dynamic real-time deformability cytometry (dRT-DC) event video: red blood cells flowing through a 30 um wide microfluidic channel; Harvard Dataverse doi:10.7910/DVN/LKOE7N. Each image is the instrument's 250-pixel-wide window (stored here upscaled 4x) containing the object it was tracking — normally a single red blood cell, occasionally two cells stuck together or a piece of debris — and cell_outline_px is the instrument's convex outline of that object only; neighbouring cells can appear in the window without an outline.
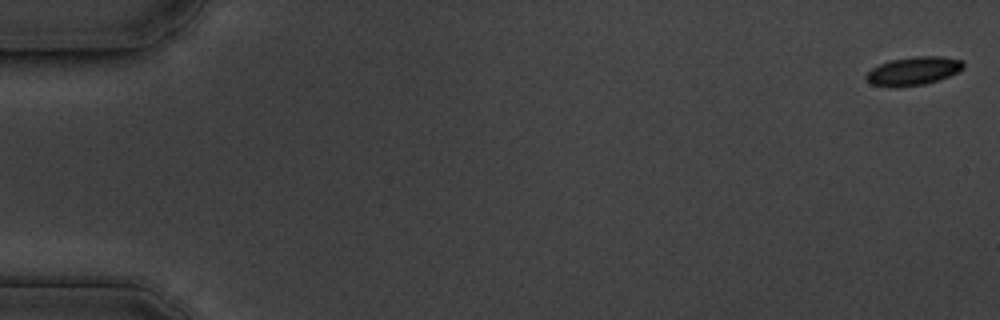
{"species": "common noctule bat (a hibernating species)", "species_latin": "Nyctalus noctula", "temperature_condition": "cold", "stored_images_in_passage": 56, "camera_frame_rate_fps": 3000, "um_per_image_px": 0.085, "animal": {"sex": "male", "body_mass_g": 19.5, "forearm_length_mm": 54.6}, "frame": {"image": 1, "passage_image": 1, "time_ms": 0.0, "image_size_px": [1000, 320], "cell_outline_px": [[964, 68], [960, 72], [924, 84], [896, 88], [888, 88], [872, 84], [864, 76], [872, 68], [880, 64], [892, 60], [916, 56], [940, 56], [964, 60]], "centroid_in_image_um": [77.65, 6.04], "position_along_channel_um": 7.3, "area_um2": 16.18}}
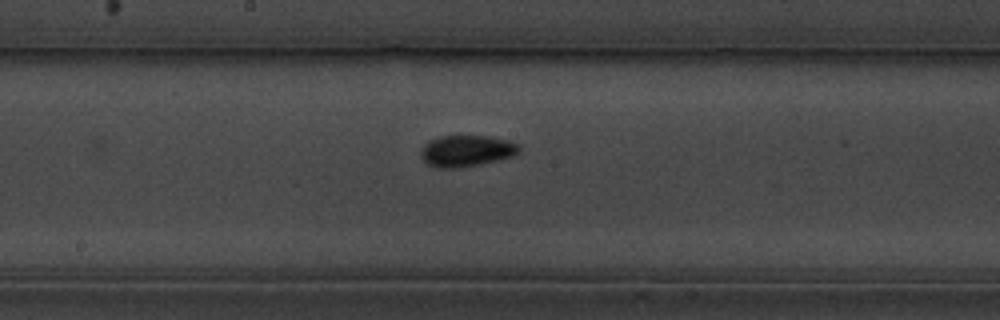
{"frame": {"image": 2, "passage_image": 30, "time_ms": 9.667, "image_size_px": [1000, 320], "cell_outline_px": [[520, 152], [512, 156], [480, 164], [456, 168], [436, 168], [428, 164], [420, 156], [420, 152], [424, 144], [428, 140], [440, 136], [492, 136], [508, 140], [520, 144]], "centroid_in_image_um": [39.65, 12.81], "position_along_channel_um": 208.6, "area_um2": 18.09}}
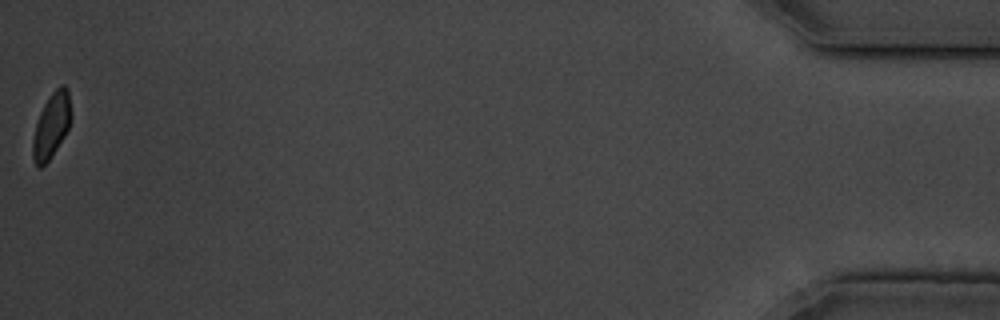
{"frame": {"image": 3, "passage_image": 56, "time_ms": 18.333, "image_size_px": [1000, 320], "cell_outline_px": [[72, 116], [68, 128], [64, 136], [48, 160], [40, 168], [36, 168], [32, 156], [32, 140], [36, 124], [40, 112], [44, 104], [52, 92], [60, 84], [64, 84], [68, 88]], "centroid_in_image_um": [4.37, 10.64], "position_along_channel_um": 430.8, "area_um2": 14.51}, "authors_computed_cell_mechanics": {"area_um2": 16.0973, "velocity_mm_per_s": 3.6287, "shape_relaxation_time_tau1_ms": 2.2034, "shape_relaxation_time_tau2_ms": 2.2535, "deformation_change_tau1": 0.0789, "deformation_change_tau2": 0.0588}}